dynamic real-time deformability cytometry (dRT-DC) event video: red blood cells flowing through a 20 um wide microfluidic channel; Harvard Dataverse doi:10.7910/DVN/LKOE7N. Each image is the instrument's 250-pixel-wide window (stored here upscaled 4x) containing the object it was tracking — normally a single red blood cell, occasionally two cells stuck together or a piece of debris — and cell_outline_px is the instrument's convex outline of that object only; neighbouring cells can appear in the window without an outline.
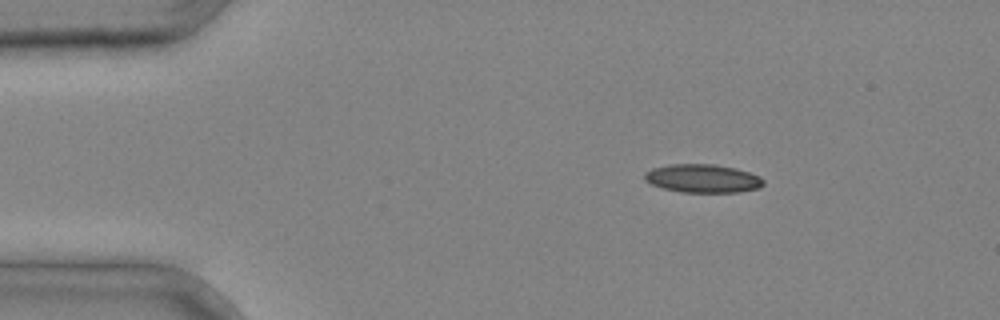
{"species": "common noctule bat (a hibernating species)", "species_latin": "Nyctalus noctula", "temperature_condition": "cold", "stored_images_in_passage": 2, "camera_frame_rate_fps": 3000, "um_per_image_px": 0.085, "animal": {"sex": "male", "body_mass_g": 20.4}, "frame": {"image": 1, "passage_image": 1, "time_ms": 0.0, "image_size_px": [1000, 320], "cell_outline_px": [[764, 184], [760, 188], [740, 192], [680, 192], [664, 188], [652, 184], [644, 180], [644, 172], [652, 168], [672, 164], [712, 164], [736, 168], [760, 176], [764, 180]], "centroid_in_image_um": [59.74, 15.17], "position_along_channel_um": 25.3, "area_um2": 19.71}}